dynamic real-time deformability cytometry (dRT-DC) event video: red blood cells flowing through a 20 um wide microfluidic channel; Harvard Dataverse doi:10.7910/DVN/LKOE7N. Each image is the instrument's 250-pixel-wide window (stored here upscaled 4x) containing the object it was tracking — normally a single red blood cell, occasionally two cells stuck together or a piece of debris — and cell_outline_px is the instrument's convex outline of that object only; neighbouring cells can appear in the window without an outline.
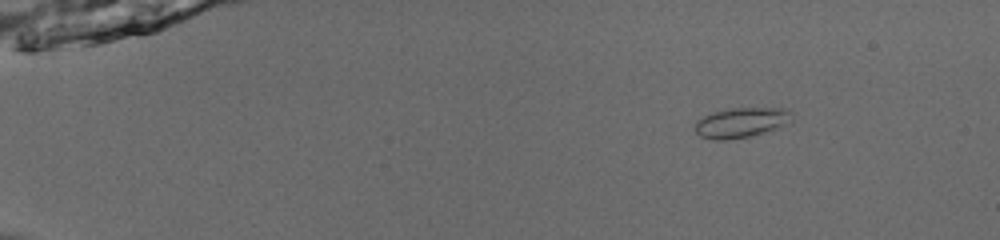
{"species": "common noctule bat (a hibernating species)", "species_latin": "Nyctalus noctula", "temperature_condition": "room temperature", "stored_images_in_passage": 46, "camera_frame_rate_fps": 3000, "um_per_image_px": 0.085, "animal": {"sex": "male", "body_mass_g": 13.0, "forearm_length_mm": 53.1}, "frame": {"image": 1, "passage_image": 1, "time_ms": 0.0, "image_size_px": [1000, 240], "cell_outline_px": [[792, 120], [784, 124], [764, 132], [752, 136], [724, 140], [712, 140], [700, 136], [696, 132], [696, 120], [712, 112], [728, 108], [784, 108], [792, 112]], "centroid_in_image_um": [62.97, 10.41], "position_along_channel_um": 22.0, "area_um2": 16.88}}
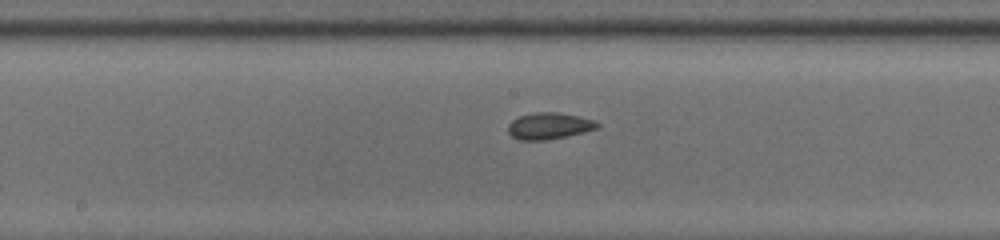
{"frame": {"image": 2, "passage_image": 23, "time_ms": 7.333, "image_size_px": [1000, 240], "cell_outline_px": [[600, 128], [584, 132], [548, 140], [520, 140], [512, 136], [508, 132], [508, 124], [512, 120], [520, 116], [536, 112], [556, 112], [580, 116], [592, 120], [600, 124]], "centroid_in_image_um": [46.68, 10.7], "position_along_channel_um": 201.5, "area_um2": 13.81}}
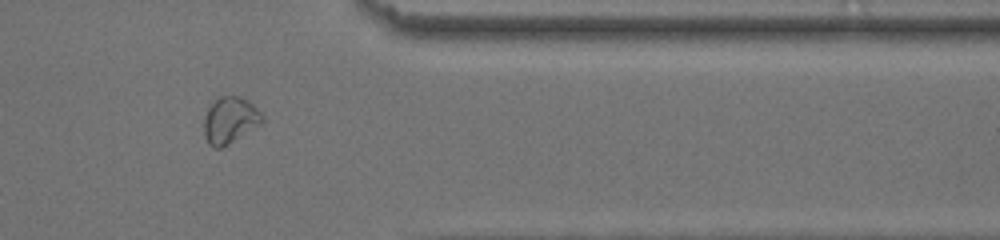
{"frame": {"image": 3, "passage_image": 38, "time_ms": 12.333, "image_size_px": [1000, 240], "cell_outline_px": [[264, 120], [260, 124], [228, 144], [220, 148], [212, 148], [208, 144], [204, 136], [204, 116], [208, 108], [220, 96], [240, 96], [248, 100], [264, 116]], "centroid_in_image_um": [19.53, 10.22], "position_along_channel_um": 391.9, "area_um2": 15.66}, "authors_computed_cell_mechanics": {"area_um2": 14.161, "velocity_mm_per_s": 3.95, "shape_relaxation_time_tau1_ms": 6.7481, "shape_relaxation_time_tau2_ms": 1.9381, "deformation_change_tau1": 0.1051, "deformation_change_tau2": 0.047}}